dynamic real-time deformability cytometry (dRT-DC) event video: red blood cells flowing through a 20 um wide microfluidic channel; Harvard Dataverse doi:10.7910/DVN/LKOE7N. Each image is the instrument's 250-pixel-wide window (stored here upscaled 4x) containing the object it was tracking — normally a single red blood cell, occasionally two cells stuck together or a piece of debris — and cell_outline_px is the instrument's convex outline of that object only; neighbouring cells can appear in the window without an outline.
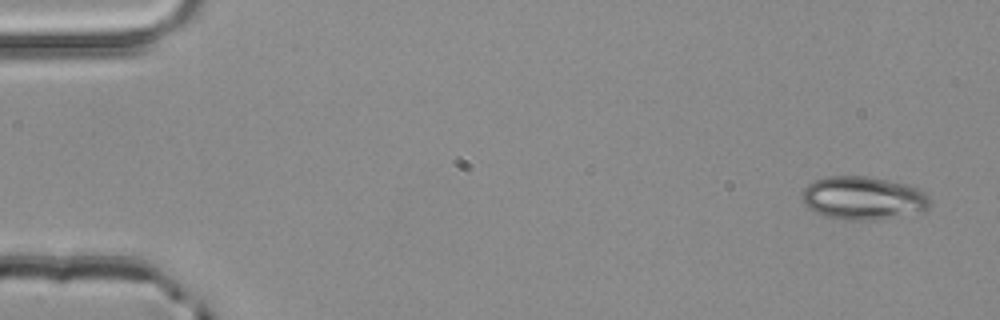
{"species": "common noctule bat (a hibernating species)", "species_latin": "Nyctalus noctula", "temperature_condition": "room temperature", "stored_images_in_passage": 3, "camera_frame_rate_fps": 3000, "um_per_image_px": 0.085, "animal": {"sex": "male", "body_mass_g": 20.4}, "frame": {"image": 1, "passage_image": 1, "time_ms": 0.0, "image_size_px": [1000, 320], "cell_outline_px": [[928, 208], [920, 212], [876, 220], [844, 220], [824, 216], [808, 208], [800, 200], [800, 196], [804, 188], [808, 184], [824, 176], [868, 176], [904, 184], [916, 188], [924, 192], [928, 196]], "centroid_in_image_um": [73.3, 16.84], "position_along_channel_um": 11.7, "area_um2": 32.25}}